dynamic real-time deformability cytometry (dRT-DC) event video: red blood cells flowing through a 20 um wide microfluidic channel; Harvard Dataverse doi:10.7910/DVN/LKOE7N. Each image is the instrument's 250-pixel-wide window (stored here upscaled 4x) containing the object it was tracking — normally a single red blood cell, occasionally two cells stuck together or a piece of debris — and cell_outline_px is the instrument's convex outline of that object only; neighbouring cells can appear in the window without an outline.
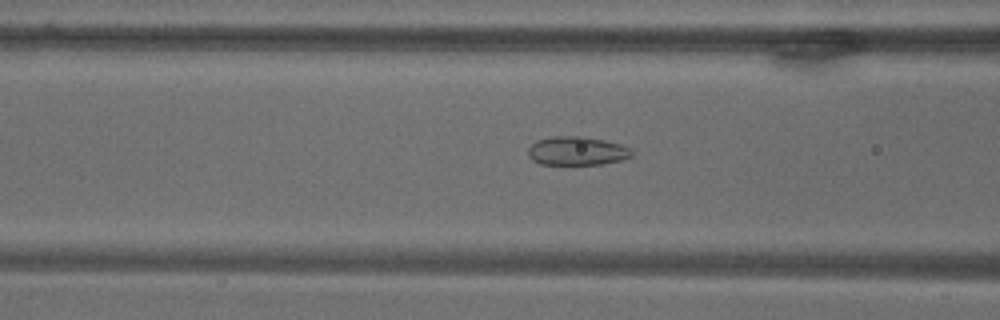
{"species": "common noctule bat (a hibernating species)", "species_latin": "Nyctalus noctula", "temperature_condition": "warm", "stored_images_in_passage": 57, "camera_frame_rate_fps": 3000, "um_per_image_px": 0.085, "animal": {"sex": "male", "body_mass_g": 18.8}, "frame": {"image": 1, "passage_image": 15, "time_ms": 4.667, "image_size_px": [1000, 320], "cell_outline_px": [[636, 152], [632, 156], [620, 160], [604, 164], [540, 164], [532, 160], [528, 156], [528, 148], [536, 140], [552, 136], [584, 136], [604, 140], [620, 144], [632, 148]], "centroid_in_image_um": [49.06, 12.82], "position_along_channel_um": 117.5, "area_um2": 17.57}}
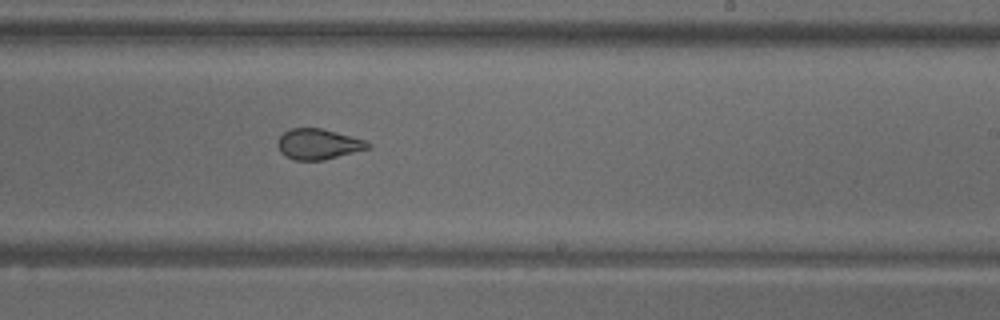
{"frame": {"image": 2, "passage_image": 30, "time_ms": 9.667, "image_size_px": [1000, 320], "cell_outline_px": [[372, 148], [324, 160], [296, 160], [284, 156], [280, 152], [276, 144], [276, 140], [284, 132], [292, 128], [320, 128], [352, 136], [364, 140], [372, 144]], "centroid_in_image_um": [27.05, 12.26], "position_along_channel_um": 262.0, "area_um2": 16.24}}
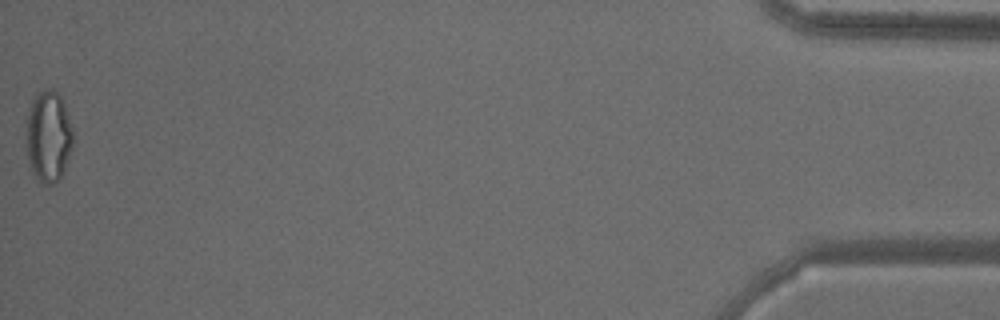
{"frame": {"image": 3, "passage_image": 57, "time_ms": 18.667, "image_size_px": [1000, 320], "cell_outline_px": [[76, 136], [64, 172], [60, 180], [52, 184], [40, 184], [36, 180], [28, 168], [24, 148], [24, 132], [28, 108], [32, 100], [44, 88], [52, 88], [60, 96], [64, 104]], "centroid_in_image_um": [4.08, 11.66], "position_along_channel_um": 431.1, "area_um2": 26.47}}